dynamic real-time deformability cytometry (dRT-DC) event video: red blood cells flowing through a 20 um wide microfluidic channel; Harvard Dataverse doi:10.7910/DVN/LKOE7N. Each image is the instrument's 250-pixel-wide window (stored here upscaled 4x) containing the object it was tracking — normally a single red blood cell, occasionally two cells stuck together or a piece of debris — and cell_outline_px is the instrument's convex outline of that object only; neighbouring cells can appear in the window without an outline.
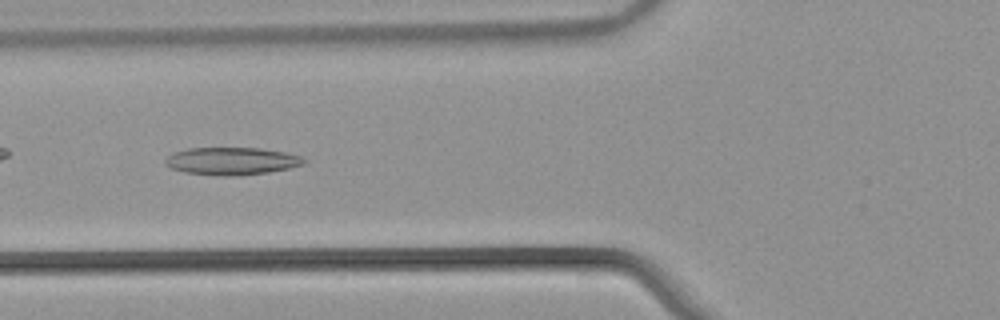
{"species": "common noctule bat (a hibernating species)", "species_latin": "Nyctalus noctula", "temperature_condition": "warm", "stored_images_in_passage": 52, "camera_frame_rate_fps": 3000, "um_per_image_px": 0.085, "animal": {"sex": "male", "body_mass_g": 21.5, "forearm_length_mm": 52.0}, "frame": {"image": 1, "passage_image": 20, "time_ms": 6.333, "image_size_px": [1000, 320], "cell_outline_px": [[308, 160], [304, 164], [288, 168], [268, 172], [240, 176], [220, 176], [184, 172], [172, 168], [164, 164], [164, 160], [172, 152], [188, 148], [260, 148], [284, 152], [300, 156]], "centroid_in_image_um": [19.67, 13.69], "position_along_channel_um": 106.1, "area_um2": 22.37}}
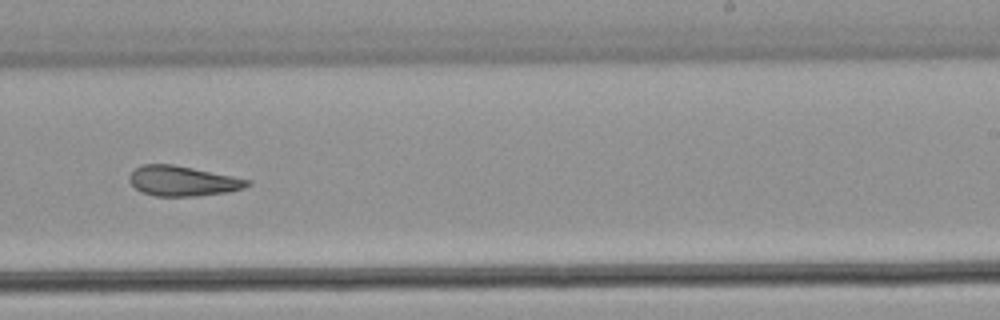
{"frame": {"image": 2, "passage_image": 33, "time_ms": 10.667, "image_size_px": [1000, 320], "cell_outline_px": [[252, 184], [244, 188], [228, 192], [196, 196], [156, 196], [140, 192], [128, 180], [128, 176], [136, 168], [144, 164], [172, 164], [252, 180]], "centroid_in_image_um": [15.54, 15.39], "position_along_channel_um": 273.5, "area_um2": 20.63}}
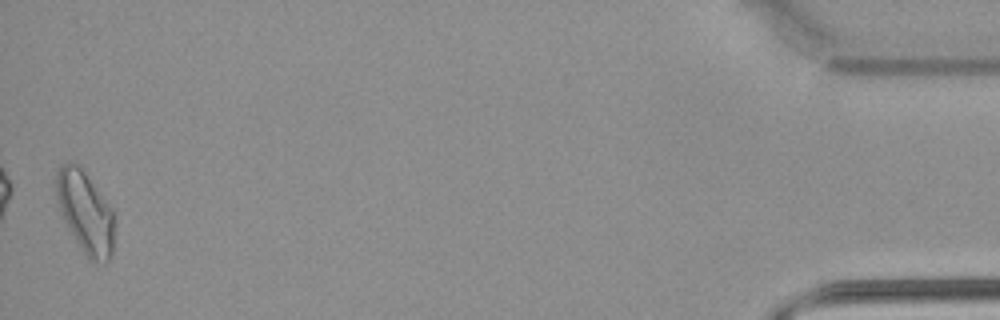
{"frame": {"image": 3, "passage_image": 52, "time_ms": 17.0, "image_size_px": [1000, 320], "cell_outline_px": [[116, 224], [112, 256], [104, 264], [96, 264], [88, 260], [80, 248], [64, 220], [60, 212], [56, 196], [56, 172], [60, 164], [68, 160], [80, 164], [112, 212], [116, 220]], "centroid_in_image_um": [7.26, 18.07], "position_along_channel_um": 427.9, "area_um2": 28.26}, "authors_computed_cell_mechanics": {"area_um2": 22.7154, "velocity_mm_per_s": 3.8648, "shape_relaxation_time_tau1_ms": null, "shape_relaxation_time_tau2_ms": 5.2893, "deformation_change_tau1": null, "deformation_change_tau2": 0.1475}}